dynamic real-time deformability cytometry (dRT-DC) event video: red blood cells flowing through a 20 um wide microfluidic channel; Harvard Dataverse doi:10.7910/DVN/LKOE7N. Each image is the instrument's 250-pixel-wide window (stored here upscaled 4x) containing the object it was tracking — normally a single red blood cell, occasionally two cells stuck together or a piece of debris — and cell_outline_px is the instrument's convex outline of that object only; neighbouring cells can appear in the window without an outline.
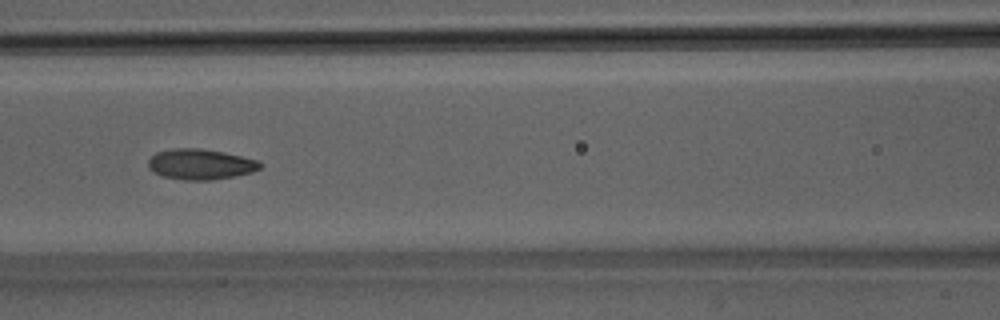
{"species": "Egyptian fruit bat (a non-hibernating species)", "species_latin": "Rousettus aegyptiacus", "temperature_condition": "room temperature", "stored_images_in_passage": 37, "camera_frame_rate_fps": 3000, "um_per_image_px": 0.085, "animal": {"sex": "male"}, "frame": {"image": 1, "passage_image": 9, "time_ms": 2.667, "image_size_px": [1000, 320], "cell_outline_px": [[264, 164], [260, 168], [252, 172], [236, 176], [212, 180], [184, 180], [160, 176], [152, 172], [148, 168], [148, 160], [156, 152], [176, 148], [200, 148], [224, 152], [260, 160]], "centroid_in_image_um": [17.05, 13.96], "position_along_channel_um": 149.5, "area_um2": 20.23}}
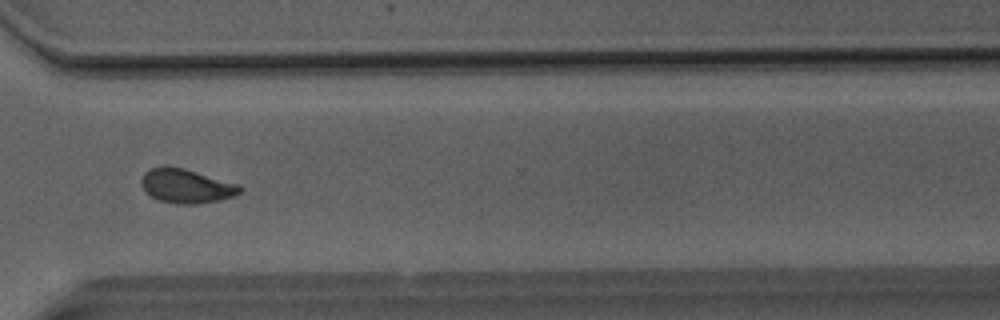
{"frame": {"image": 2, "passage_image": 24, "time_ms": 7.667, "image_size_px": [1000, 320], "cell_outline_px": [[244, 188], [240, 192], [232, 196], [220, 200], [196, 204], [176, 204], [160, 200], [152, 196], [140, 184], [140, 180], [144, 172], [152, 168], [184, 168], [240, 184]], "centroid_in_image_um": [15.88, 15.83], "position_along_channel_um": 354.7, "area_um2": 19.31}}
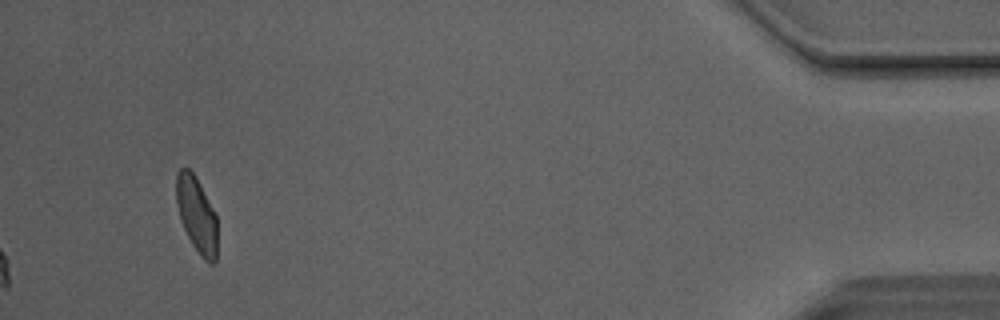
{"frame": {"image": 3, "passage_image": 34, "time_ms": 11.0, "image_size_px": [1000, 320], "cell_outline_px": [[216, 264], [208, 264], [200, 256], [192, 244], [180, 220], [176, 204], [176, 172], [180, 168], [188, 168], [196, 176], [216, 216]], "centroid_in_image_um": [16.7, 18.26], "position_along_channel_um": 418.5, "area_um2": 18.09}, "authors_computed_cell_mechanics": {"area_um2": 19.1896, "velocity_mm_per_s": 4.1154, "shape_relaxation_time_tau1_ms": 4.2298, "shape_relaxation_time_tau2_ms": 1.7465, "deformation_change_tau1": 0.1325, "deformation_change_tau2": 0.07}}